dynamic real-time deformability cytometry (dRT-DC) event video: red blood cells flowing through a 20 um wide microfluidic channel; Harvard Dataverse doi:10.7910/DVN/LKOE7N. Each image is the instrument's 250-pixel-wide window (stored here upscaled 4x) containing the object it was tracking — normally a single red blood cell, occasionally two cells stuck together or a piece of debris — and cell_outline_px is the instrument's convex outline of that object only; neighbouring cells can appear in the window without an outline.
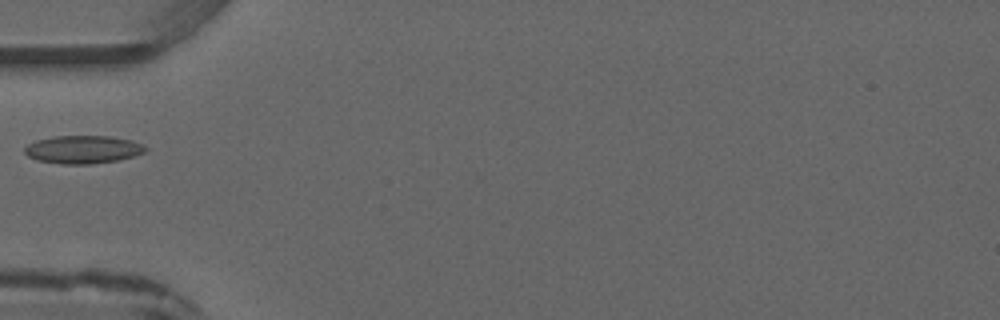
{"species": "common noctule bat (a hibernating species)", "species_latin": "Nyctalus noctula", "temperature_condition": "warm", "stored_images_in_passage": 1, "camera_frame_rate_fps": 3000, "um_per_image_px": 0.085, "animal": {"sex": "male", "forearm_length_mm": 52.5}, "frame": {"image": 1, "passage_image": 1, "time_ms": 0.0, "image_size_px": [1000, 320], "cell_outline_px": [[148, 148], [144, 152], [120, 160], [92, 164], [60, 164], [36, 160], [28, 156], [24, 152], [24, 148], [28, 144], [36, 140], [56, 136], [108, 136], [132, 140], [144, 144]], "centroid_in_image_um": [7.06, 12.71], "position_along_channel_um": 77.9, "area_um2": 19.83}}